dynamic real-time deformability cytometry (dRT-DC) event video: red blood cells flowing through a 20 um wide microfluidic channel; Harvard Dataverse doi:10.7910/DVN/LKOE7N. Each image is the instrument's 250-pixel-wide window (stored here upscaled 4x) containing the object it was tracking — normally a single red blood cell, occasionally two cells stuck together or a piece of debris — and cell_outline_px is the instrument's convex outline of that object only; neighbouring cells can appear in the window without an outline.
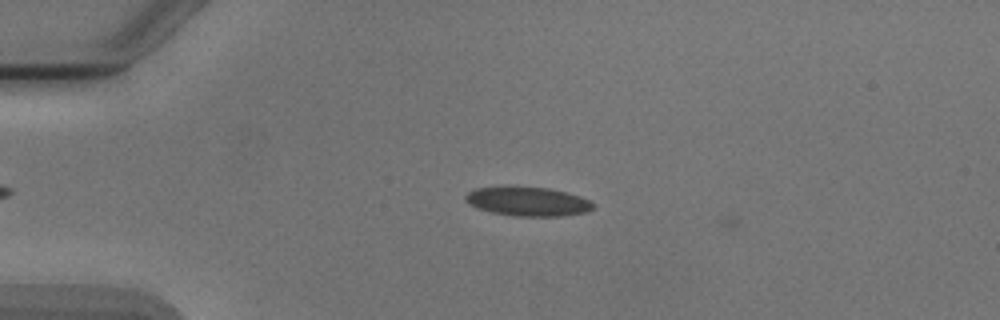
{"species": "Egyptian fruit bat (a non-hibernating species)", "species_latin": "Rousettus aegyptiacus", "temperature_condition": "cold", "stored_images_in_passage": 4, "camera_frame_rate_fps": 3000, "um_per_image_px": 0.085, "animal": {"sex": "male"}, "frame": {"image": 1, "passage_image": 3, "time_ms": 2.333, "image_size_px": [1000, 320], "cell_outline_px": [[596, 204], [588, 212], [564, 216], [512, 216], [492, 212], [476, 208], [468, 204], [464, 200], [464, 196], [468, 192], [476, 188], [548, 188], [568, 192], [580, 196]], "centroid_in_image_um": [44.89, 17.15], "position_along_channel_um": 40.1, "area_um2": 21.44}}